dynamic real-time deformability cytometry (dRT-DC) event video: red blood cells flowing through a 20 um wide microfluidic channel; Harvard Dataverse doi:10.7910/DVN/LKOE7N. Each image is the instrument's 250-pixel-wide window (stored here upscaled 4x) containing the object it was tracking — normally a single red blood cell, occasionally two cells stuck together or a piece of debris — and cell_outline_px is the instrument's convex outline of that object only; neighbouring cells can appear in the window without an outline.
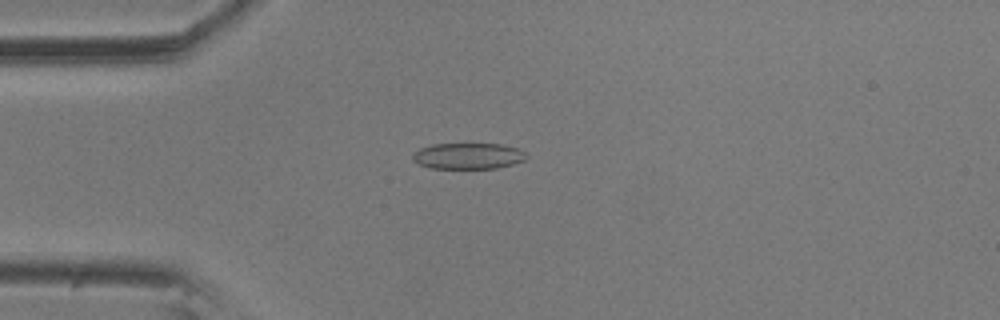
{"species": "common noctule bat (a hibernating species)", "species_latin": "Nyctalus noctula", "temperature_condition": "room temperature", "stored_images_in_passage": 56, "camera_frame_rate_fps": 3000, "um_per_image_px": 0.085, "animal": {"sex": "male", "body_mass_g": 20.5, "forearm_length_mm": 52.5}, "frame": {"image": 1, "passage_image": 14, "time_ms": 4.333, "image_size_px": [1000, 320], "cell_outline_px": [[528, 156], [524, 160], [512, 164], [496, 168], [428, 168], [412, 160], [412, 156], [420, 148], [432, 144], [500, 144], [520, 148]], "centroid_in_image_um": [39.8, 13.25], "position_along_channel_um": 45.2, "area_um2": 17.22}}
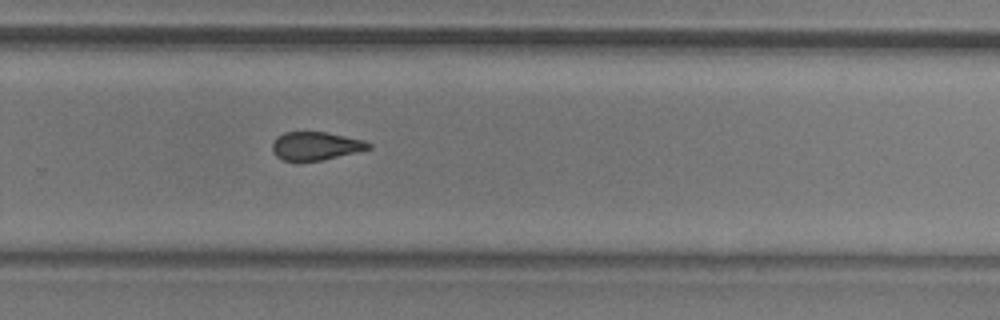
{"frame": {"image": 2, "passage_image": 37, "time_ms": 12.0, "image_size_px": [1000, 320], "cell_outline_px": [[372, 148], [356, 152], [320, 160], [296, 164], [284, 160], [276, 156], [272, 152], [272, 144], [276, 136], [284, 132], [324, 132], [364, 140], [372, 144]], "centroid_in_image_um": [26.77, 12.43], "position_along_channel_um": 303.0, "area_um2": 16.18}}
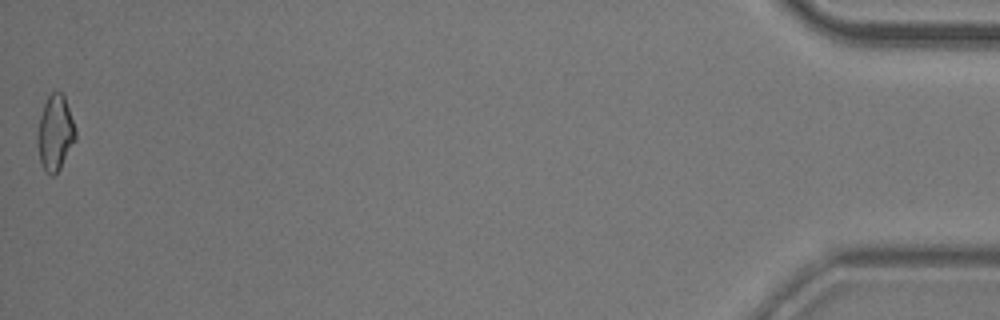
{"frame": {"image": 3, "passage_image": 56, "time_ms": 18.333, "image_size_px": [1000, 320], "cell_outline_px": [[76, 140], [60, 168], [52, 176], [44, 172], [40, 160], [36, 140], [36, 136], [40, 116], [44, 104], [48, 96], [52, 92], [60, 92], [64, 96], [76, 128]], "centroid_in_image_um": [4.68, 11.32], "position_along_channel_um": 430.5, "area_um2": 16.76}, "authors_computed_cell_mechanics": {"area_um2": 17.051, "velocity_mm_per_s": 3.5594, "shape_relaxation_time_tau1_ms": null, "shape_relaxation_time_tau2_ms": 2.086, "deformation_change_tau1": null, "deformation_change_tau2": 0.0855}}